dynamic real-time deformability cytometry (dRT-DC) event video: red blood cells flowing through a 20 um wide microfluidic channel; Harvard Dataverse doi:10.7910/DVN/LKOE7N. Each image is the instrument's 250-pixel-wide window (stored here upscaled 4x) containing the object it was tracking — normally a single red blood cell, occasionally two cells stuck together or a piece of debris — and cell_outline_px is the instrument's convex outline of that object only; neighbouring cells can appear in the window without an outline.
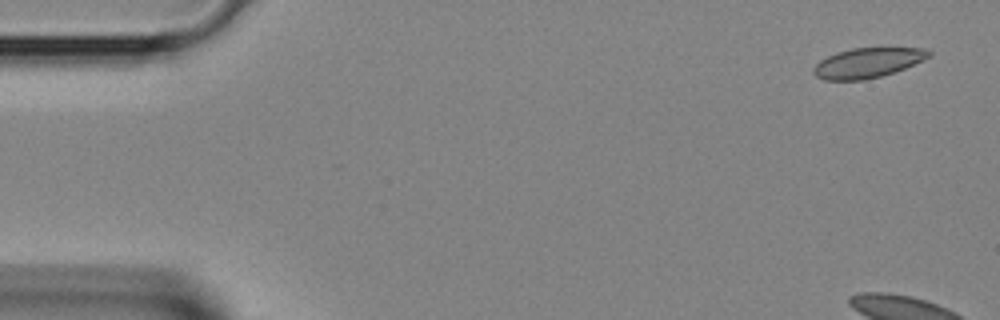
{"species": "Egyptian fruit bat (a non-hibernating species)", "species_latin": "Rousettus aegyptiacus", "temperature_condition": "room temperature", "stored_images_in_passage": 5, "camera_frame_rate_fps": 3000, "um_per_image_px": 0.085, "animal": {"sex": "female"}, "frame": {"image": 1, "passage_image": 1, "time_ms": 0.0, "image_size_px": [1000, 320], "cell_outline_px": [[932, 56], [904, 68], [880, 76], [864, 80], [824, 80], [816, 76], [812, 72], [812, 68], [820, 60], [836, 52], [852, 48], [924, 48], [932, 52]], "centroid_in_image_um": [73.72, 5.34], "position_along_channel_um": 11.3, "area_um2": 20.0}}